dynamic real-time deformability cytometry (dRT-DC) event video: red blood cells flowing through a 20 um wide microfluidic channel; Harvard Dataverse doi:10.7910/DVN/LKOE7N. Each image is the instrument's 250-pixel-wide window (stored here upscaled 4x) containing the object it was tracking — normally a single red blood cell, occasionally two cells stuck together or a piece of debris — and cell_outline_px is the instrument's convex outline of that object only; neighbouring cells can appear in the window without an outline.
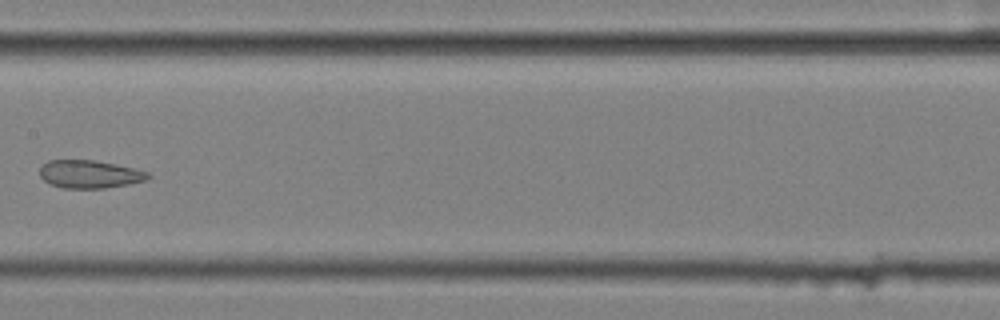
{"species": "common noctule bat (a hibernating species)", "species_latin": "Nyctalus noctula", "temperature_condition": "cold", "stored_images_in_passage": 11, "segment_of_instrument_passage": [2, 2], "camera_frame_rate_fps": 3000, "um_per_image_px": 0.085, "animal": {"sex": "female", "body_mass_g": 25.1}, "frame": {"image": 1, "passage_image": 8, "time_ms": 2.333, "image_size_px": [1000, 320], "cell_outline_px": [[152, 176], [144, 180], [128, 184], [104, 188], [64, 188], [48, 184], [40, 176], [40, 168], [48, 160], [92, 160], [116, 164], [148, 172]], "centroid_in_image_um": [7.59, 14.81], "position_along_channel_um": 199.8, "area_um2": 17.51}}
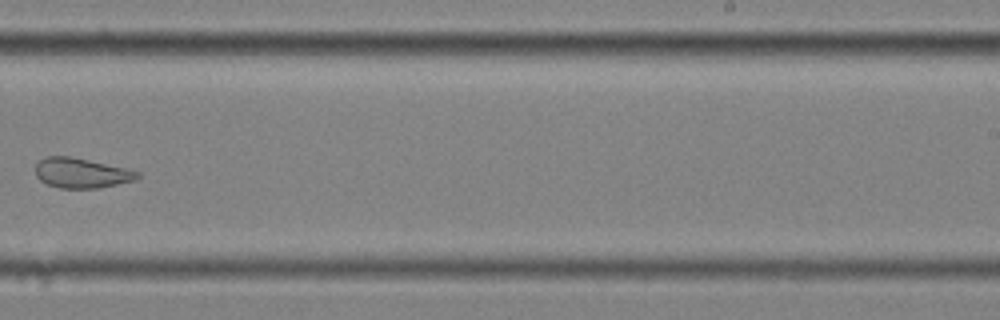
{"frame": {"image": 2, "passage_image": 10, "time_ms": 3.0, "image_size_px": [1000, 320], "cell_outline_px": [[140, 176], [136, 180], [100, 188], [60, 188], [48, 184], [40, 180], [36, 176], [36, 164], [44, 156], [72, 156], [128, 168], [140, 172]], "centroid_in_image_um": [6.95, 14.69], "position_along_channel_um": 282.0, "area_um2": 18.03}}